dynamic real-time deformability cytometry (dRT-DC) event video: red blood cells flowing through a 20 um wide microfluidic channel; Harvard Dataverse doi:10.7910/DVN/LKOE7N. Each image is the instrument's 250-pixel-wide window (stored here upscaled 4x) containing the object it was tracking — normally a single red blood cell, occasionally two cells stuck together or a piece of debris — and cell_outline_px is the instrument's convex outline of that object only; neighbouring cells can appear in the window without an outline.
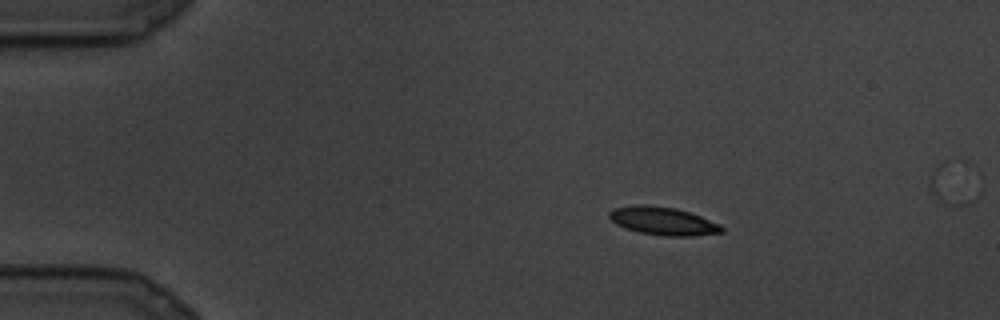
{"species": "common noctule bat (a hibernating species)", "species_latin": "Nyctalus noctula", "temperature_condition": "cold", "stored_images_in_passage": 11, "camera_frame_rate_fps": 3000, "um_per_image_px": 0.085, "animal": {"sex": "male", "body_mass_g": 19.5, "forearm_length_mm": 54.6}, "frame": {"image": 1, "passage_image": 1, "time_ms": 0.0, "image_size_px": [1000, 320], "cell_outline_px": [[724, 232], [692, 236], [660, 236], [640, 232], [616, 224], [608, 216], [608, 212], [612, 208], [640, 204], [644, 204], [676, 208], [700, 216], [720, 224], [724, 228]], "centroid_in_image_um": [56.36, 18.78], "position_along_channel_um": 28.6, "area_um2": 18.38}}
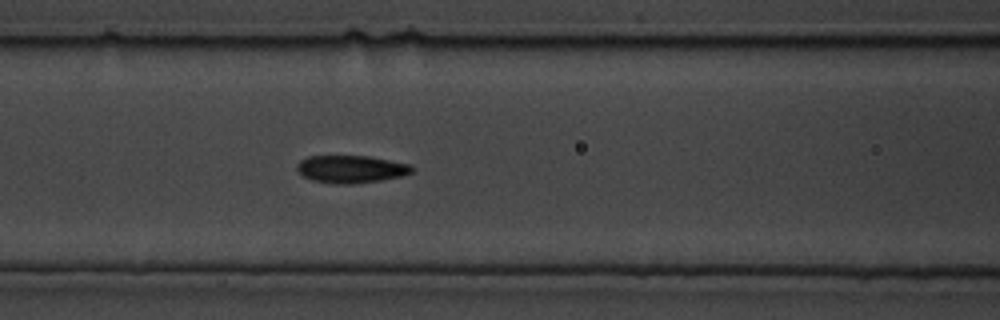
{"frame": {"image": 2, "passage_image": 8, "time_ms": 2.333, "image_size_px": [1000, 320], "cell_outline_px": [[416, 168], [412, 172], [404, 176], [380, 180], [352, 184], [336, 184], [312, 180], [304, 176], [296, 168], [296, 164], [300, 160], [308, 156], [368, 156], [412, 164]], "centroid_in_image_um": [29.88, 14.37], "position_along_channel_um": 136.7, "area_um2": 18.61}}
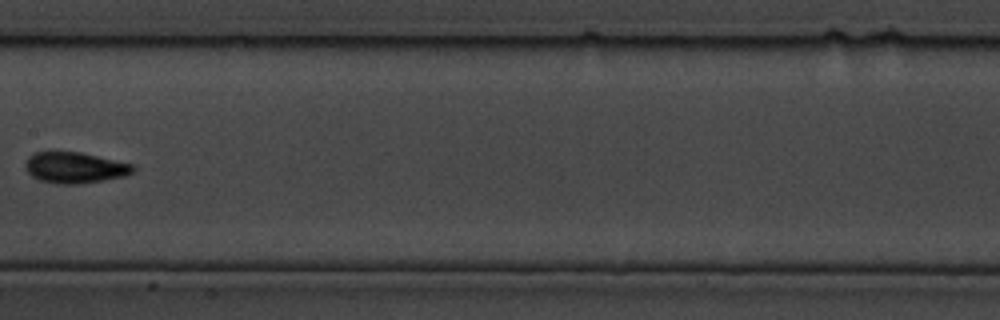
{"frame": {"image": 3, "passage_image": 10, "time_ms": 3.0, "image_size_px": [1000, 320], "cell_outline_px": [[136, 168], [132, 172], [124, 176], [104, 180], [80, 184], [56, 184], [40, 180], [32, 176], [28, 172], [24, 164], [28, 156], [36, 152], [52, 148], [80, 152], [132, 164]], "centroid_in_image_um": [6.29, 14.21], "position_along_channel_um": 201.1, "area_um2": 20.0}}